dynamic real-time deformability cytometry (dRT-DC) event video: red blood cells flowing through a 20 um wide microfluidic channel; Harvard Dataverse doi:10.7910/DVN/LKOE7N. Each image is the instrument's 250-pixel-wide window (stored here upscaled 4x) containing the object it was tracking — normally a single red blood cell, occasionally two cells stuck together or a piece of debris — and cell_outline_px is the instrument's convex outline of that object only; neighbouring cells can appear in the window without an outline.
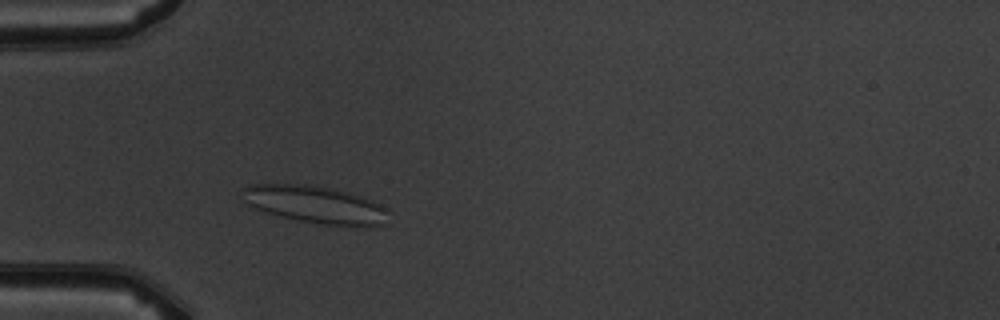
{"species": "common noctule bat (a hibernating species)", "species_latin": "Nyctalus noctula", "temperature_condition": "warm", "stored_images_in_passage": 2, "camera_frame_rate_fps": 3000, "um_per_image_px": 0.085, "animal": {"sex": "male", "body_mass_g": 19.5, "forearm_length_mm": 54.6}, "frame": {"image": 1, "passage_image": 2, "time_ms": 1.0, "image_size_px": [1000, 320], "cell_outline_px": [[388, 224], [364, 228], [324, 224], [300, 220], [280, 216], [256, 208], [248, 204], [244, 188], [248, 184], [308, 184], [348, 192], [372, 200], [380, 204], [384, 208]], "centroid_in_image_um": [26.89, 17.41], "position_along_channel_um": 58.1, "area_um2": 31.5}}